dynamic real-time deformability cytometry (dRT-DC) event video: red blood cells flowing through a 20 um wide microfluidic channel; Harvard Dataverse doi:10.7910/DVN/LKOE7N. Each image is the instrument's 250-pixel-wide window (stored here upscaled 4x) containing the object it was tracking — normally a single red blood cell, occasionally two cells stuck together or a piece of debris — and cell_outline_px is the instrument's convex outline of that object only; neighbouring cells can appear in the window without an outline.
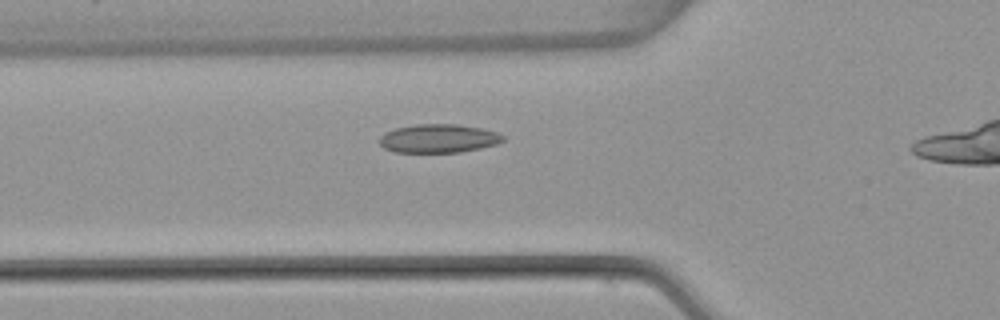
{"species": "common noctule bat (a hibernating species)", "species_latin": "Nyctalus noctula", "temperature_condition": "warm", "stored_images_in_passage": 36, "camera_frame_rate_fps": 3000, "um_per_image_px": 0.085, "animal": {"sex": "female", "body_mass_g": 22.7, "forearm_length_mm": 54.2}, "frame": {"image": 1, "passage_image": 11, "time_ms": 3.333, "image_size_px": [1000, 320], "cell_outline_px": [[504, 140], [496, 144], [480, 148], [460, 152], [392, 152], [384, 148], [380, 144], [380, 136], [384, 132], [396, 128], [416, 124], [456, 124], [480, 128], [496, 132], [504, 136]], "centroid_in_image_um": [37.24, 11.77], "position_along_channel_um": 88.6, "area_um2": 20.52}}
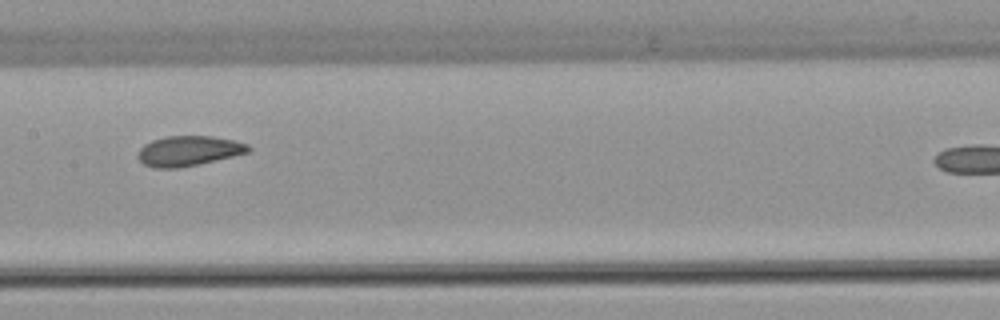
{"frame": {"image": 2, "passage_image": 19, "time_ms": 6.0, "image_size_px": [1000, 320], "cell_outline_px": [[252, 148], [248, 152], [232, 156], [180, 168], [152, 168], [144, 164], [136, 156], [140, 148], [144, 144], [152, 140], [168, 136], [212, 136], [232, 140], [248, 144]], "centroid_in_image_um": [15.99, 12.83], "position_along_channel_um": 191.4, "area_um2": 19.25}}
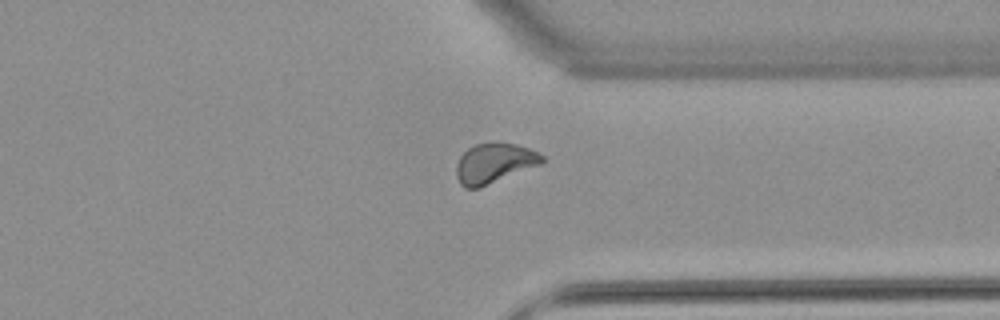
{"frame": {"image": 3, "passage_image": 33, "time_ms": 10.667, "image_size_px": [1000, 320], "cell_outline_px": [[544, 160], [540, 164], [480, 188], [464, 188], [460, 184], [456, 176], [456, 164], [460, 156], [468, 148], [476, 144], [496, 140], [516, 144], [528, 148], [544, 156]], "centroid_in_image_um": [41.97, 13.85], "position_along_channel_um": 369.4, "area_um2": 20.17}}